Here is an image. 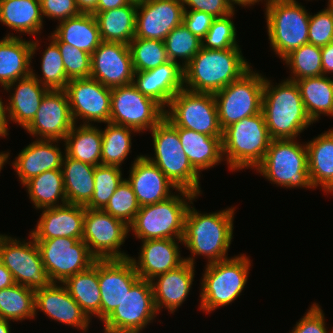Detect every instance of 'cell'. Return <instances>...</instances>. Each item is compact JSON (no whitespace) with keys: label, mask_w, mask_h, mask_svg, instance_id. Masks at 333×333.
<instances>
[{"label":"cell","mask_w":333,"mask_h":333,"mask_svg":"<svg viewBox=\"0 0 333 333\" xmlns=\"http://www.w3.org/2000/svg\"><path fill=\"white\" fill-rule=\"evenodd\" d=\"M57 24L52 33L79 50L92 54L102 42L94 14L80 13Z\"/></svg>","instance_id":"obj_33"},{"label":"cell","mask_w":333,"mask_h":333,"mask_svg":"<svg viewBox=\"0 0 333 333\" xmlns=\"http://www.w3.org/2000/svg\"><path fill=\"white\" fill-rule=\"evenodd\" d=\"M62 284L90 320L93 315L100 319L101 294L98 282V260L89 269L76 273Z\"/></svg>","instance_id":"obj_37"},{"label":"cell","mask_w":333,"mask_h":333,"mask_svg":"<svg viewBox=\"0 0 333 333\" xmlns=\"http://www.w3.org/2000/svg\"><path fill=\"white\" fill-rule=\"evenodd\" d=\"M42 213L30 231L34 240H47L56 237H70L82 240L85 206L65 204L41 209Z\"/></svg>","instance_id":"obj_25"},{"label":"cell","mask_w":333,"mask_h":333,"mask_svg":"<svg viewBox=\"0 0 333 333\" xmlns=\"http://www.w3.org/2000/svg\"><path fill=\"white\" fill-rule=\"evenodd\" d=\"M10 321L0 318V333H11Z\"/></svg>","instance_id":"obj_62"},{"label":"cell","mask_w":333,"mask_h":333,"mask_svg":"<svg viewBox=\"0 0 333 333\" xmlns=\"http://www.w3.org/2000/svg\"><path fill=\"white\" fill-rule=\"evenodd\" d=\"M128 46L135 72L157 68L169 61L164 41L134 37Z\"/></svg>","instance_id":"obj_45"},{"label":"cell","mask_w":333,"mask_h":333,"mask_svg":"<svg viewBox=\"0 0 333 333\" xmlns=\"http://www.w3.org/2000/svg\"><path fill=\"white\" fill-rule=\"evenodd\" d=\"M327 5L314 15L310 14L308 41L318 47L333 42V7Z\"/></svg>","instance_id":"obj_51"},{"label":"cell","mask_w":333,"mask_h":333,"mask_svg":"<svg viewBox=\"0 0 333 333\" xmlns=\"http://www.w3.org/2000/svg\"><path fill=\"white\" fill-rule=\"evenodd\" d=\"M130 1H133V2L139 3V2H141V1H143V0H130Z\"/></svg>","instance_id":"obj_65"},{"label":"cell","mask_w":333,"mask_h":333,"mask_svg":"<svg viewBox=\"0 0 333 333\" xmlns=\"http://www.w3.org/2000/svg\"><path fill=\"white\" fill-rule=\"evenodd\" d=\"M139 279L130 258L98 260V282L101 294L100 322L114 311Z\"/></svg>","instance_id":"obj_21"},{"label":"cell","mask_w":333,"mask_h":333,"mask_svg":"<svg viewBox=\"0 0 333 333\" xmlns=\"http://www.w3.org/2000/svg\"><path fill=\"white\" fill-rule=\"evenodd\" d=\"M328 3L333 7V0H328Z\"/></svg>","instance_id":"obj_64"},{"label":"cell","mask_w":333,"mask_h":333,"mask_svg":"<svg viewBox=\"0 0 333 333\" xmlns=\"http://www.w3.org/2000/svg\"><path fill=\"white\" fill-rule=\"evenodd\" d=\"M122 176V168L118 166L102 164L95 166L94 193L85 208L102 210L125 179Z\"/></svg>","instance_id":"obj_47"},{"label":"cell","mask_w":333,"mask_h":333,"mask_svg":"<svg viewBox=\"0 0 333 333\" xmlns=\"http://www.w3.org/2000/svg\"><path fill=\"white\" fill-rule=\"evenodd\" d=\"M164 118L173 126L223 136L214 95L182 89L170 100Z\"/></svg>","instance_id":"obj_10"},{"label":"cell","mask_w":333,"mask_h":333,"mask_svg":"<svg viewBox=\"0 0 333 333\" xmlns=\"http://www.w3.org/2000/svg\"><path fill=\"white\" fill-rule=\"evenodd\" d=\"M74 124L65 90H48L24 130L36 139L64 141Z\"/></svg>","instance_id":"obj_18"},{"label":"cell","mask_w":333,"mask_h":333,"mask_svg":"<svg viewBox=\"0 0 333 333\" xmlns=\"http://www.w3.org/2000/svg\"><path fill=\"white\" fill-rule=\"evenodd\" d=\"M195 268L193 264L185 261L179 267L151 280L154 304L158 314L161 308L168 309V312L173 314L184 303L192 290Z\"/></svg>","instance_id":"obj_29"},{"label":"cell","mask_w":333,"mask_h":333,"mask_svg":"<svg viewBox=\"0 0 333 333\" xmlns=\"http://www.w3.org/2000/svg\"><path fill=\"white\" fill-rule=\"evenodd\" d=\"M308 152V172L314 189L321 187L333 193V128L305 143Z\"/></svg>","instance_id":"obj_32"},{"label":"cell","mask_w":333,"mask_h":333,"mask_svg":"<svg viewBox=\"0 0 333 333\" xmlns=\"http://www.w3.org/2000/svg\"><path fill=\"white\" fill-rule=\"evenodd\" d=\"M140 207L131 185L125 178L102 210L129 226Z\"/></svg>","instance_id":"obj_48"},{"label":"cell","mask_w":333,"mask_h":333,"mask_svg":"<svg viewBox=\"0 0 333 333\" xmlns=\"http://www.w3.org/2000/svg\"><path fill=\"white\" fill-rule=\"evenodd\" d=\"M265 8L270 48L282 60L309 43L310 12L296 0H268Z\"/></svg>","instance_id":"obj_9"},{"label":"cell","mask_w":333,"mask_h":333,"mask_svg":"<svg viewBox=\"0 0 333 333\" xmlns=\"http://www.w3.org/2000/svg\"><path fill=\"white\" fill-rule=\"evenodd\" d=\"M266 78L263 88L262 113L272 140L297 139L313 124L302 101L296 81L283 80L273 85Z\"/></svg>","instance_id":"obj_3"},{"label":"cell","mask_w":333,"mask_h":333,"mask_svg":"<svg viewBox=\"0 0 333 333\" xmlns=\"http://www.w3.org/2000/svg\"><path fill=\"white\" fill-rule=\"evenodd\" d=\"M235 11L222 18H216L207 34L202 39V47L206 49H229L240 47L237 40V29L233 22Z\"/></svg>","instance_id":"obj_49"},{"label":"cell","mask_w":333,"mask_h":333,"mask_svg":"<svg viewBox=\"0 0 333 333\" xmlns=\"http://www.w3.org/2000/svg\"><path fill=\"white\" fill-rule=\"evenodd\" d=\"M63 142L68 157L93 166L101 164L102 133L96 125L74 124Z\"/></svg>","instance_id":"obj_38"},{"label":"cell","mask_w":333,"mask_h":333,"mask_svg":"<svg viewBox=\"0 0 333 333\" xmlns=\"http://www.w3.org/2000/svg\"><path fill=\"white\" fill-rule=\"evenodd\" d=\"M8 117H7V106L4 104L2 97H0V137L4 138L9 135L8 131Z\"/></svg>","instance_id":"obj_58"},{"label":"cell","mask_w":333,"mask_h":333,"mask_svg":"<svg viewBox=\"0 0 333 333\" xmlns=\"http://www.w3.org/2000/svg\"><path fill=\"white\" fill-rule=\"evenodd\" d=\"M48 38H51L60 49L68 80L90 77L91 54L61 42L53 33Z\"/></svg>","instance_id":"obj_50"},{"label":"cell","mask_w":333,"mask_h":333,"mask_svg":"<svg viewBox=\"0 0 333 333\" xmlns=\"http://www.w3.org/2000/svg\"><path fill=\"white\" fill-rule=\"evenodd\" d=\"M102 133L101 164L121 167L132 147V137L136 130L113 123H106Z\"/></svg>","instance_id":"obj_42"},{"label":"cell","mask_w":333,"mask_h":333,"mask_svg":"<svg viewBox=\"0 0 333 333\" xmlns=\"http://www.w3.org/2000/svg\"><path fill=\"white\" fill-rule=\"evenodd\" d=\"M23 186L36 210L67 204L62 169L47 170Z\"/></svg>","instance_id":"obj_40"},{"label":"cell","mask_w":333,"mask_h":333,"mask_svg":"<svg viewBox=\"0 0 333 333\" xmlns=\"http://www.w3.org/2000/svg\"><path fill=\"white\" fill-rule=\"evenodd\" d=\"M323 75L333 73V42L321 47Z\"/></svg>","instance_id":"obj_56"},{"label":"cell","mask_w":333,"mask_h":333,"mask_svg":"<svg viewBox=\"0 0 333 333\" xmlns=\"http://www.w3.org/2000/svg\"><path fill=\"white\" fill-rule=\"evenodd\" d=\"M296 83L313 123L318 122L322 114L333 117V78L321 75L297 80Z\"/></svg>","instance_id":"obj_39"},{"label":"cell","mask_w":333,"mask_h":333,"mask_svg":"<svg viewBox=\"0 0 333 333\" xmlns=\"http://www.w3.org/2000/svg\"><path fill=\"white\" fill-rule=\"evenodd\" d=\"M253 68L240 47L200 51L183 68L184 89L215 94Z\"/></svg>","instance_id":"obj_2"},{"label":"cell","mask_w":333,"mask_h":333,"mask_svg":"<svg viewBox=\"0 0 333 333\" xmlns=\"http://www.w3.org/2000/svg\"><path fill=\"white\" fill-rule=\"evenodd\" d=\"M164 114L158 102L143 95L132 83L111 88L110 123L143 133L152 130Z\"/></svg>","instance_id":"obj_13"},{"label":"cell","mask_w":333,"mask_h":333,"mask_svg":"<svg viewBox=\"0 0 333 333\" xmlns=\"http://www.w3.org/2000/svg\"><path fill=\"white\" fill-rule=\"evenodd\" d=\"M282 60L291 70V76L286 79L297 81L323 75L321 47L311 43L292 50Z\"/></svg>","instance_id":"obj_43"},{"label":"cell","mask_w":333,"mask_h":333,"mask_svg":"<svg viewBox=\"0 0 333 333\" xmlns=\"http://www.w3.org/2000/svg\"><path fill=\"white\" fill-rule=\"evenodd\" d=\"M296 139L271 140L263 161L254 169L271 184L313 189L308 172L306 144Z\"/></svg>","instance_id":"obj_8"},{"label":"cell","mask_w":333,"mask_h":333,"mask_svg":"<svg viewBox=\"0 0 333 333\" xmlns=\"http://www.w3.org/2000/svg\"><path fill=\"white\" fill-rule=\"evenodd\" d=\"M137 3L102 12H93L101 40L129 44L135 37Z\"/></svg>","instance_id":"obj_35"},{"label":"cell","mask_w":333,"mask_h":333,"mask_svg":"<svg viewBox=\"0 0 333 333\" xmlns=\"http://www.w3.org/2000/svg\"><path fill=\"white\" fill-rule=\"evenodd\" d=\"M43 19H55L62 22L80 14L75 0H40Z\"/></svg>","instance_id":"obj_53"},{"label":"cell","mask_w":333,"mask_h":333,"mask_svg":"<svg viewBox=\"0 0 333 333\" xmlns=\"http://www.w3.org/2000/svg\"><path fill=\"white\" fill-rule=\"evenodd\" d=\"M0 318L23 321L35 318V290L13 284L0 290Z\"/></svg>","instance_id":"obj_41"},{"label":"cell","mask_w":333,"mask_h":333,"mask_svg":"<svg viewBox=\"0 0 333 333\" xmlns=\"http://www.w3.org/2000/svg\"><path fill=\"white\" fill-rule=\"evenodd\" d=\"M164 45L169 60L179 63L184 68L200 51L202 40L181 24L166 36Z\"/></svg>","instance_id":"obj_46"},{"label":"cell","mask_w":333,"mask_h":333,"mask_svg":"<svg viewBox=\"0 0 333 333\" xmlns=\"http://www.w3.org/2000/svg\"><path fill=\"white\" fill-rule=\"evenodd\" d=\"M134 73L129 46L125 43L102 41L91 54L90 77L106 87L129 85Z\"/></svg>","instance_id":"obj_19"},{"label":"cell","mask_w":333,"mask_h":333,"mask_svg":"<svg viewBox=\"0 0 333 333\" xmlns=\"http://www.w3.org/2000/svg\"><path fill=\"white\" fill-rule=\"evenodd\" d=\"M154 157L144 155L155 164L177 189L202 194L199 174L183 152L178 131L163 118L152 130Z\"/></svg>","instance_id":"obj_7"},{"label":"cell","mask_w":333,"mask_h":333,"mask_svg":"<svg viewBox=\"0 0 333 333\" xmlns=\"http://www.w3.org/2000/svg\"><path fill=\"white\" fill-rule=\"evenodd\" d=\"M3 90L7 92L14 90L9 95L8 104L5 103L8 121H13L25 129L35 117L42 99L49 89L30 74L10 83Z\"/></svg>","instance_id":"obj_30"},{"label":"cell","mask_w":333,"mask_h":333,"mask_svg":"<svg viewBox=\"0 0 333 333\" xmlns=\"http://www.w3.org/2000/svg\"><path fill=\"white\" fill-rule=\"evenodd\" d=\"M35 242L52 283H63L76 273L89 269L97 260L83 240L56 237Z\"/></svg>","instance_id":"obj_12"},{"label":"cell","mask_w":333,"mask_h":333,"mask_svg":"<svg viewBox=\"0 0 333 333\" xmlns=\"http://www.w3.org/2000/svg\"><path fill=\"white\" fill-rule=\"evenodd\" d=\"M229 3L234 7L235 5H239L241 7H250V6H253L255 5L256 3H259L260 1L262 2L263 0H228ZM268 0H264L263 2H265L264 4L266 5ZM235 4V5H234Z\"/></svg>","instance_id":"obj_61"},{"label":"cell","mask_w":333,"mask_h":333,"mask_svg":"<svg viewBox=\"0 0 333 333\" xmlns=\"http://www.w3.org/2000/svg\"><path fill=\"white\" fill-rule=\"evenodd\" d=\"M129 172L126 180L131 185L140 206L164 201L173 195V190H178L143 154L134 158Z\"/></svg>","instance_id":"obj_24"},{"label":"cell","mask_w":333,"mask_h":333,"mask_svg":"<svg viewBox=\"0 0 333 333\" xmlns=\"http://www.w3.org/2000/svg\"><path fill=\"white\" fill-rule=\"evenodd\" d=\"M132 84L166 109L171 98L184 89V71L179 63L169 60L157 68L135 72Z\"/></svg>","instance_id":"obj_26"},{"label":"cell","mask_w":333,"mask_h":333,"mask_svg":"<svg viewBox=\"0 0 333 333\" xmlns=\"http://www.w3.org/2000/svg\"><path fill=\"white\" fill-rule=\"evenodd\" d=\"M48 41H50V44L42 53L40 62L42 77L35 74L33 67L31 68V74L49 90H64L69 80L63 65V58L58 45L51 38Z\"/></svg>","instance_id":"obj_44"},{"label":"cell","mask_w":333,"mask_h":333,"mask_svg":"<svg viewBox=\"0 0 333 333\" xmlns=\"http://www.w3.org/2000/svg\"><path fill=\"white\" fill-rule=\"evenodd\" d=\"M174 128L178 131L183 152L199 174L203 170L214 168L224 160L222 136H209L185 128Z\"/></svg>","instance_id":"obj_31"},{"label":"cell","mask_w":333,"mask_h":333,"mask_svg":"<svg viewBox=\"0 0 333 333\" xmlns=\"http://www.w3.org/2000/svg\"><path fill=\"white\" fill-rule=\"evenodd\" d=\"M59 140L36 139L21 150L12 167L24 185L27 181L47 170L61 169L64 154ZM57 143V144H56Z\"/></svg>","instance_id":"obj_27"},{"label":"cell","mask_w":333,"mask_h":333,"mask_svg":"<svg viewBox=\"0 0 333 333\" xmlns=\"http://www.w3.org/2000/svg\"><path fill=\"white\" fill-rule=\"evenodd\" d=\"M29 240L0 234L2 263L11 272L15 283L33 290L49 286L52 282L43 266L40 250L34 238Z\"/></svg>","instance_id":"obj_14"},{"label":"cell","mask_w":333,"mask_h":333,"mask_svg":"<svg viewBox=\"0 0 333 333\" xmlns=\"http://www.w3.org/2000/svg\"><path fill=\"white\" fill-rule=\"evenodd\" d=\"M130 0H98L97 8L94 12H102L128 5Z\"/></svg>","instance_id":"obj_57"},{"label":"cell","mask_w":333,"mask_h":333,"mask_svg":"<svg viewBox=\"0 0 333 333\" xmlns=\"http://www.w3.org/2000/svg\"><path fill=\"white\" fill-rule=\"evenodd\" d=\"M216 18L202 11L185 10L183 25L199 39H203Z\"/></svg>","instance_id":"obj_55"},{"label":"cell","mask_w":333,"mask_h":333,"mask_svg":"<svg viewBox=\"0 0 333 333\" xmlns=\"http://www.w3.org/2000/svg\"><path fill=\"white\" fill-rule=\"evenodd\" d=\"M141 242L138 260L129 257L141 279L151 281L185 262L178 245L179 242L183 244L182 239H150Z\"/></svg>","instance_id":"obj_23"},{"label":"cell","mask_w":333,"mask_h":333,"mask_svg":"<svg viewBox=\"0 0 333 333\" xmlns=\"http://www.w3.org/2000/svg\"><path fill=\"white\" fill-rule=\"evenodd\" d=\"M43 20L40 0H0V22L16 33L38 36Z\"/></svg>","instance_id":"obj_34"},{"label":"cell","mask_w":333,"mask_h":333,"mask_svg":"<svg viewBox=\"0 0 333 333\" xmlns=\"http://www.w3.org/2000/svg\"><path fill=\"white\" fill-rule=\"evenodd\" d=\"M157 314L151 281L140 278L102 322L104 332L141 333Z\"/></svg>","instance_id":"obj_15"},{"label":"cell","mask_w":333,"mask_h":333,"mask_svg":"<svg viewBox=\"0 0 333 333\" xmlns=\"http://www.w3.org/2000/svg\"><path fill=\"white\" fill-rule=\"evenodd\" d=\"M75 3L80 13L92 14L97 8L98 0H75Z\"/></svg>","instance_id":"obj_60"},{"label":"cell","mask_w":333,"mask_h":333,"mask_svg":"<svg viewBox=\"0 0 333 333\" xmlns=\"http://www.w3.org/2000/svg\"><path fill=\"white\" fill-rule=\"evenodd\" d=\"M15 284L11 272L3 263L0 264V290Z\"/></svg>","instance_id":"obj_59"},{"label":"cell","mask_w":333,"mask_h":333,"mask_svg":"<svg viewBox=\"0 0 333 333\" xmlns=\"http://www.w3.org/2000/svg\"><path fill=\"white\" fill-rule=\"evenodd\" d=\"M61 169L67 203L86 206L94 193L95 166L65 154Z\"/></svg>","instance_id":"obj_36"},{"label":"cell","mask_w":333,"mask_h":333,"mask_svg":"<svg viewBox=\"0 0 333 333\" xmlns=\"http://www.w3.org/2000/svg\"><path fill=\"white\" fill-rule=\"evenodd\" d=\"M9 156H10V152H8V151L0 152V172L4 168L3 166L5 165V163L9 162L8 161V159H10Z\"/></svg>","instance_id":"obj_63"},{"label":"cell","mask_w":333,"mask_h":333,"mask_svg":"<svg viewBox=\"0 0 333 333\" xmlns=\"http://www.w3.org/2000/svg\"><path fill=\"white\" fill-rule=\"evenodd\" d=\"M265 76L251 68L214 95L222 130L261 112Z\"/></svg>","instance_id":"obj_11"},{"label":"cell","mask_w":333,"mask_h":333,"mask_svg":"<svg viewBox=\"0 0 333 333\" xmlns=\"http://www.w3.org/2000/svg\"><path fill=\"white\" fill-rule=\"evenodd\" d=\"M37 310L43 312L51 320L77 328L83 333L89 330L88 327L92 321L62 283L61 285L51 283L47 287L35 290V317Z\"/></svg>","instance_id":"obj_22"},{"label":"cell","mask_w":333,"mask_h":333,"mask_svg":"<svg viewBox=\"0 0 333 333\" xmlns=\"http://www.w3.org/2000/svg\"><path fill=\"white\" fill-rule=\"evenodd\" d=\"M182 0H143L137 3L135 37L164 41L183 24Z\"/></svg>","instance_id":"obj_20"},{"label":"cell","mask_w":333,"mask_h":333,"mask_svg":"<svg viewBox=\"0 0 333 333\" xmlns=\"http://www.w3.org/2000/svg\"><path fill=\"white\" fill-rule=\"evenodd\" d=\"M64 90L76 125L80 119L83 125L110 122L111 88L88 77L69 80Z\"/></svg>","instance_id":"obj_17"},{"label":"cell","mask_w":333,"mask_h":333,"mask_svg":"<svg viewBox=\"0 0 333 333\" xmlns=\"http://www.w3.org/2000/svg\"><path fill=\"white\" fill-rule=\"evenodd\" d=\"M38 40H25L13 33H8L0 40V85L5 88L10 83L31 74V63L36 50L39 48Z\"/></svg>","instance_id":"obj_28"},{"label":"cell","mask_w":333,"mask_h":333,"mask_svg":"<svg viewBox=\"0 0 333 333\" xmlns=\"http://www.w3.org/2000/svg\"><path fill=\"white\" fill-rule=\"evenodd\" d=\"M305 313L290 333H328L325 315L318 303L314 302ZM329 333H333V330Z\"/></svg>","instance_id":"obj_52"},{"label":"cell","mask_w":333,"mask_h":333,"mask_svg":"<svg viewBox=\"0 0 333 333\" xmlns=\"http://www.w3.org/2000/svg\"><path fill=\"white\" fill-rule=\"evenodd\" d=\"M2 263V255H1V251H0V264Z\"/></svg>","instance_id":"obj_66"},{"label":"cell","mask_w":333,"mask_h":333,"mask_svg":"<svg viewBox=\"0 0 333 333\" xmlns=\"http://www.w3.org/2000/svg\"><path fill=\"white\" fill-rule=\"evenodd\" d=\"M251 261L239 254L225 260L206 264L202 274L199 309L206 314L232 304L245 288Z\"/></svg>","instance_id":"obj_6"},{"label":"cell","mask_w":333,"mask_h":333,"mask_svg":"<svg viewBox=\"0 0 333 333\" xmlns=\"http://www.w3.org/2000/svg\"><path fill=\"white\" fill-rule=\"evenodd\" d=\"M271 140L262 111L245 117L223 130V159L231 171L255 169L263 161Z\"/></svg>","instance_id":"obj_4"},{"label":"cell","mask_w":333,"mask_h":333,"mask_svg":"<svg viewBox=\"0 0 333 333\" xmlns=\"http://www.w3.org/2000/svg\"><path fill=\"white\" fill-rule=\"evenodd\" d=\"M184 10L202 11L213 15L215 18H222L230 15L235 8L228 0H182Z\"/></svg>","instance_id":"obj_54"},{"label":"cell","mask_w":333,"mask_h":333,"mask_svg":"<svg viewBox=\"0 0 333 333\" xmlns=\"http://www.w3.org/2000/svg\"><path fill=\"white\" fill-rule=\"evenodd\" d=\"M130 231L124 221L109 213L85 208L82 240L97 260L129 258V254L121 251V246Z\"/></svg>","instance_id":"obj_16"},{"label":"cell","mask_w":333,"mask_h":333,"mask_svg":"<svg viewBox=\"0 0 333 333\" xmlns=\"http://www.w3.org/2000/svg\"><path fill=\"white\" fill-rule=\"evenodd\" d=\"M235 208L199 213L193 205H189L184 220L182 243L192 256L186 257L185 261L195 266V257L199 255L207 258V264L230 258L228 249L234 236Z\"/></svg>","instance_id":"obj_1"},{"label":"cell","mask_w":333,"mask_h":333,"mask_svg":"<svg viewBox=\"0 0 333 333\" xmlns=\"http://www.w3.org/2000/svg\"><path fill=\"white\" fill-rule=\"evenodd\" d=\"M174 193L164 201L140 207L129 225L136 239H182L187 209L199 196L183 189Z\"/></svg>","instance_id":"obj_5"}]
</instances>
